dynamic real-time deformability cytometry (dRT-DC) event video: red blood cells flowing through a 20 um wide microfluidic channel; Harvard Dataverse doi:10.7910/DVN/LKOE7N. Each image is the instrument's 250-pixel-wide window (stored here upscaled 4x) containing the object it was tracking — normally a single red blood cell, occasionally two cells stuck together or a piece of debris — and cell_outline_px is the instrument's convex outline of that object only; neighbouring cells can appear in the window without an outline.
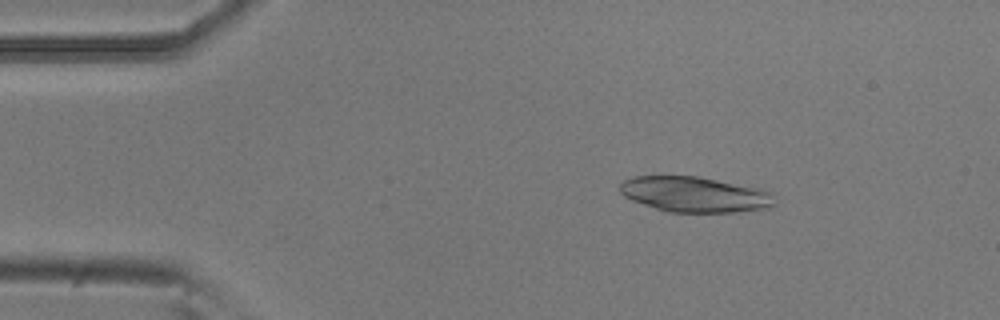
{"species": "common noctule bat (a hibernating species)", "species_latin": "Nyctalus noctula", "temperature_condition": "room temperature", "stored_images_in_passage": 51, "camera_frame_rate_fps": 3000, "um_per_image_px": 0.085, "animal": {"sex": "male", "body_mass_g": 20.5, "forearm_length_mm": 52.5}, "frame": {"image": 1, "passage_image": 7, "time_ms": 2.0, "image_size_px": [1000, 320], "cell_outline_px": [[776, 204], [768, 208], [732, 212], [668, 212], [632, 200], [624, 196], [620, 192], [620, 184], [624, 180], [632, 176], [700, 176], [756, 188], [772, 192]], "centroid_in_image_um": [59.05, 16.52], "position_along_channel_um": 26.0, "area_um2": 31.85}}